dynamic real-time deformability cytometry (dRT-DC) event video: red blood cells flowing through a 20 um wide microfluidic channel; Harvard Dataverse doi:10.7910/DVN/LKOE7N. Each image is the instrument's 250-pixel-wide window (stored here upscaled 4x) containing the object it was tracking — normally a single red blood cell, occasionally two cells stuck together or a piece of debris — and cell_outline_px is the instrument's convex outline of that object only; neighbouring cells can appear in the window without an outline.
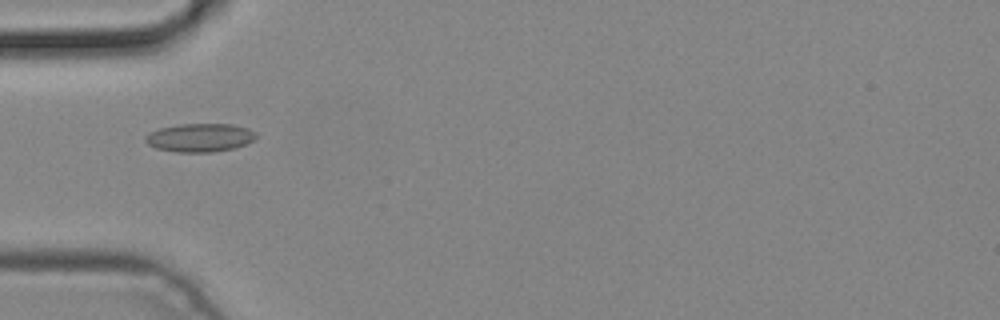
{"species": "common noctule bat (a hibernating species)", "species_latin": "Nyctalus noctula", "temperature_condition": "cold", "stored_images_in_passage": 2, "camera_frame_rate_fps": 3000, "um_per_image_px": 0.085, "animal": {"sex": "male", "body_mass_g": 19.2, "forearm_length_mm": 51.8}, "frame": {"image": 1, "passage_image": 1, "time_ms": 0.0, "image_size_px": [1000, 320], "cell_outline_px": [[256, 140], [232, 148], [212, 152], [176, 152], [156, 148], [148, 144], [144, 140], [144, 136], [148, 132], [160, 128], [180, 124], [232, 124], [248, 128], [256, 132]], "centroid_in_image_um": [16.97, 11.69], "position_along_channel_um": 68.0, "area_um2": 18.38}}
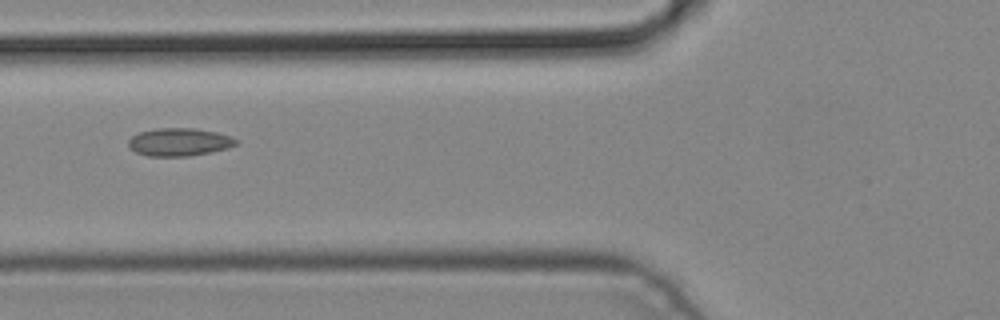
{"frame": {"image": 2, "passage_image": 2, "time_ms": 0.333, "image_size_px": [1000, 320], "cell_outline_px": [[236, 144], [228, 148], [212, 152], [188, 156], [148, 156], [136, 152], [128, 144], [128, 140], [132, 136], [140, 132], [156, 128], [196, 128], [216, 132], [232, 136], [236, 140]], "centroid_in_image_um": [15.25, 12.07], "position_along_channel_um": 110.6, "area_um2": 17.46}}